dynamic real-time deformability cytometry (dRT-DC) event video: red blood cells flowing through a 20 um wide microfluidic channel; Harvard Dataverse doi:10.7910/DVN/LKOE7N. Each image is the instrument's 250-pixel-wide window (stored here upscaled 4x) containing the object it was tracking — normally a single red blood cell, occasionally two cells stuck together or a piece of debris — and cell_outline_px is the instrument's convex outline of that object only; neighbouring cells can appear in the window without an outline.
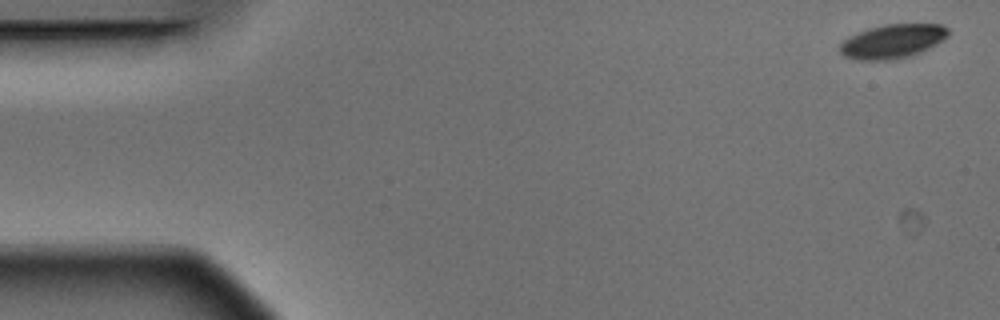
{"species": "Egyptian fruit bat (a non-hibernating species)", "species_latin": "Rousettus aegyptiacus", "temperature_condition": "warm", "stored_images_in_passage": 6, "segment_of_instrument_passage": [1, 2], "camera_frame_rate_fps": 3000, "um_per_image_px": 0.085, "animal": {"sex": "male"}, "frame": {"image": 1, "passage_image": 1, "time_ms": 0.0, "image_size_px": [1000, 320], "cell_outline_px": [[948, 36], [936, 44], [920, 52], [896, 60], [860, 60], [844, 56], [840, 52], [840, 44], [848, 36], [868, 28], [884, 24], [944, 24], [948, 28]], "centroid_in_image_um": [75.86, 3.5], "position_along_channel_um": 9.1, "area_um2": 21.5}}
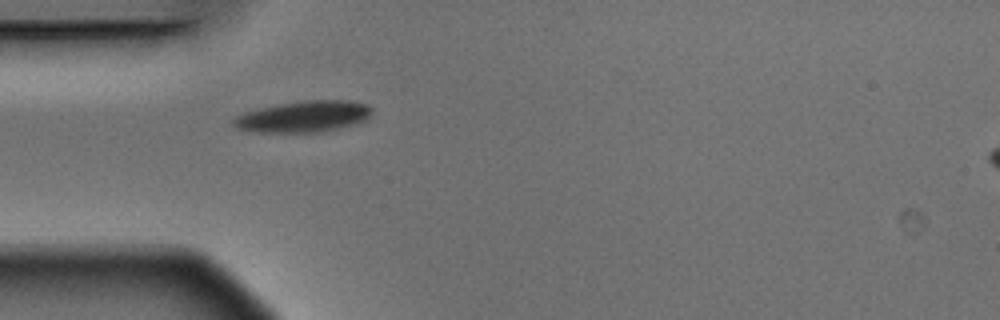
{"frame": {"image": 2, "passage_image": 5, "time_ms": 1.333, "image_size_px": [1000, 320], "cell_outline_px": [[372, 112], [364, 120], [352, 124], [320, 132], [252, 132], [236, 128], [232, 124], [232, 120], [236, 116], [244, 112], [260, 108], [280, 104], [304, 100], [348, 100], [364, 104], [372, 108]], "centroid_in_image_um": [25.74, 9.9], "position_along_channel_um": 59.3, "area_um2": 24.97}}